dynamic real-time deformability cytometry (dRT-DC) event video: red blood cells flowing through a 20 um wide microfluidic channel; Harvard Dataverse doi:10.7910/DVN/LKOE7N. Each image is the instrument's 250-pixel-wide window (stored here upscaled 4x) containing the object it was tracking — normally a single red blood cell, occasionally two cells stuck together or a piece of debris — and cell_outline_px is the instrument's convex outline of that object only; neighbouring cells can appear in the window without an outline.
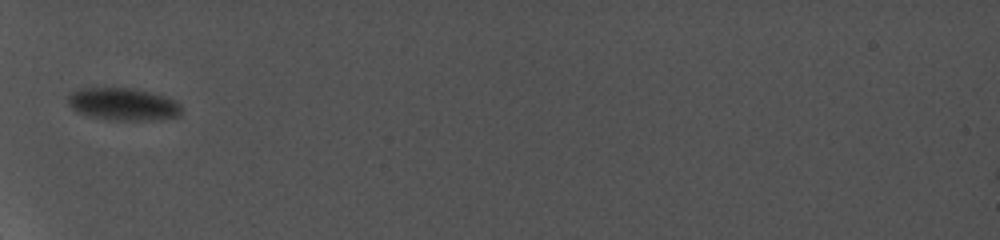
{"species": "common noctule bat (a hibernating species)", "species_latin": "Nyctalus noctula", "temperature_condition": "cold", "stored_images_in_passage": 3, "camera_frame_rate_fps": 5000, "um_per_image_px": 0.085, "animal": {"sex": "female", "body_mass_g": 19.0, "forearm_length_mm": 56.7}, "frame": {"image": 1, "passage_image": 1, "time_ms": 0.0, "image_size_px": [1000, 240], "cell_outline_px": [[180, 116], [160, 120], [108, 120], [88, 116], [76, 112], [68, 104], [68, 92], [80, 88], [136, 88], [164, 96], [176, 100], [180, 104]], "centroid_in_image_um": [10.44, 8.86], "position_along_channel_um": 74.6, "area_um2": 21.85}}